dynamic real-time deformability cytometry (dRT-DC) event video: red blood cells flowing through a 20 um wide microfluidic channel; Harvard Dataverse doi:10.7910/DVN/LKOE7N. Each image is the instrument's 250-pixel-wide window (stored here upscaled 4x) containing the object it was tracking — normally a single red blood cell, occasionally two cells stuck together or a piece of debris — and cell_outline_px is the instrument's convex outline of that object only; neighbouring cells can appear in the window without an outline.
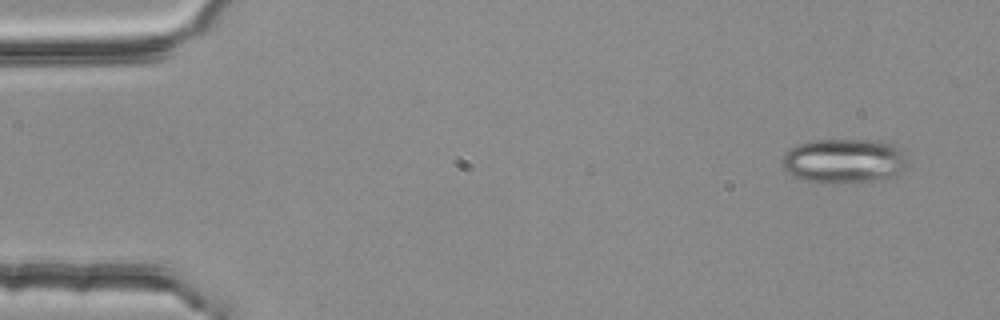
{"species": "common noctule bat (a hibernating species)", "species_latin": "Nyctalus noctula", "temperature_condition": "room temperature", "stored_images_in_passage": 4, "camera_frame_rate_fps": 3000, "um_per_image_px": 0.085, "animal": {"sex": "female", "body_mass_g": 25.1}, "frame": {"image": 1, "passage_image": 1, "time_ms": 0.0, "image_size_px": [1000, 320], "cell_outline_px": [[904, 168], [896, 176], [872, 180], [836, 184], [832, 184], [804, 180], [792, 176], [784, 168], [784, 152], [796, 144], [812, 140], [880, 140], [904, 148]], "centroid_in_image_um": [71.73, 13.67], "position_along_channel_um": 13.3, "area_um2": 32.66}}
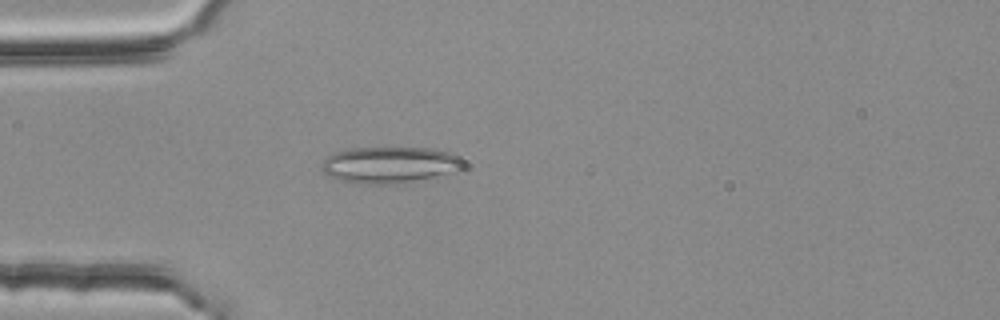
{"frame": {"image": 2, "passage_image": 4, "time_ms": 1.0, "image_size_px": [1000, 320], "cell_outline_px": [[460, 172], [436, 180], [404, 184], [360, 184], [336, 180], [328, 176], [324, 172], [320, 164], [332, 152], [348, 148], [432, 148], [448, 152], [460, 156]], "centroid_in_image_um": [33.18, 14.06], "position_along_channel_um": 51.8, "area_um2": 31.27}}